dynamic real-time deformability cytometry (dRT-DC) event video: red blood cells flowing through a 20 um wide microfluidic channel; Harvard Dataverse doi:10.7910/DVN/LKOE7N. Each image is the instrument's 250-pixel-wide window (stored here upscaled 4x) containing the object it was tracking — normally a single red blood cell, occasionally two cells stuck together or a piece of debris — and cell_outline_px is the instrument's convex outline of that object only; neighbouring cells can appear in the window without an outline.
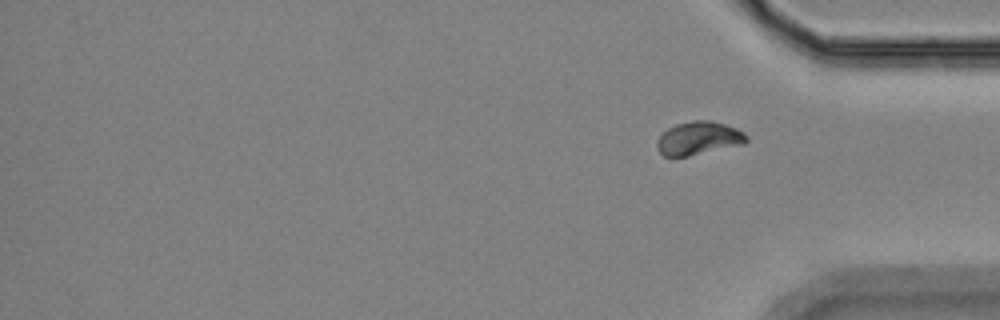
{"species": "Egyptian fruit bat (a non-hibernating species)", "species_latin": "Rousettus aegyptiacus", "temperature_condition": "room temperature", "stored_images_in_passage": 17, "segment_of_instrument_passage": [2, 2], "camera_frame_rate_fps": 3000, "um_per_image_px": 0.085, "animal": {"sex": "female"}, "frame": {"image": 1, "passage_image": 17, "time_ms": 19.0, "image_size_px": [1000, 320], "cell_outline_px": [[748, 140], [744, 144], [672, 160], [664, 156], [656, 148], [656, 140], [668, 128], [676, 124], [692, 120], [712, 120], [736, 128], [744, 132], [748, 136]], "centroid_in_image_um": [59.35, 11.78], "position_along_channel_um": 375.8, "area_um2": 17.86}}